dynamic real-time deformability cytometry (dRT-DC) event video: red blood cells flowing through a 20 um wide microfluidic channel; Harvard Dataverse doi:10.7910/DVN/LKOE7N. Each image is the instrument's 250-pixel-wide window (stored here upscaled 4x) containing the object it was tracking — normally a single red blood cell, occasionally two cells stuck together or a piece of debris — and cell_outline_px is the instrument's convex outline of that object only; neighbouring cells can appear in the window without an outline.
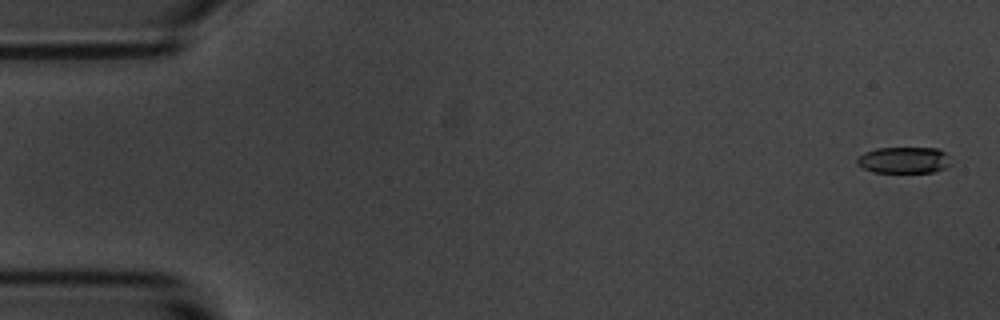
{"species": "common noctule bat (a hibernating species)", "species_latin": "Nyctalus noctula", "temperature_condition": "room temperature", "stored_images_in_passage": 56, "camera_frame_rate_fps": 3000, "um_per_image_px": 0.085, "animal": {"sex": "male", "body_mass_g": 20.1, "forearm_length_mm": 53.5}, "frame": {"image": 1, "passage_image": 2, "time_ms": 0.333, "image_size_px": [1000, 320], "cell_outline_px": [[952, 164], [936, 172], [872, 172], [856, 164], [856, 160], [864, 152], [876, 148], [936, 148], [944, 152]], "centroid_in_image_um": [76.82, 13.61], "position_along_channel_um": 8.2, "area_um2": 14.39}}
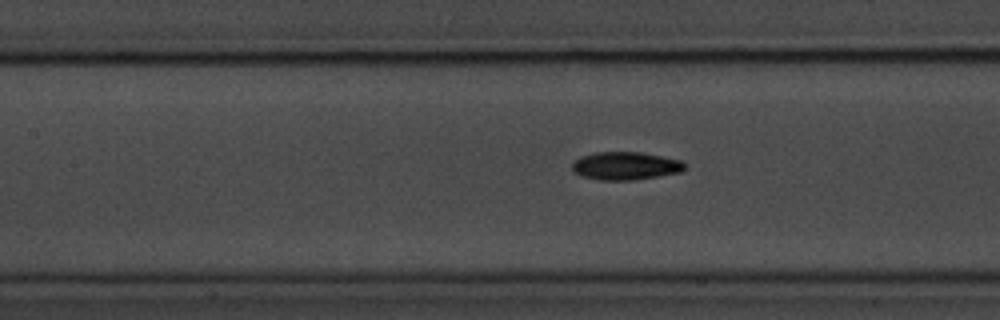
{"frame": {"image": 2, "passage_image": 25, "time_ms": 8.0, "image_size_px": [1000, 320], "cell_outline_px": [[688, 168], [680, 172], [632, 180], [600, 180], [584, 176], [572, 172], [572, 164], [580, 156], [596, 152], [640, 152], [684, 160]], "centroid_in_image_um": [53.2, 14.09], "position_along_channel_um": 154.2, "area_um2": 18.44}}
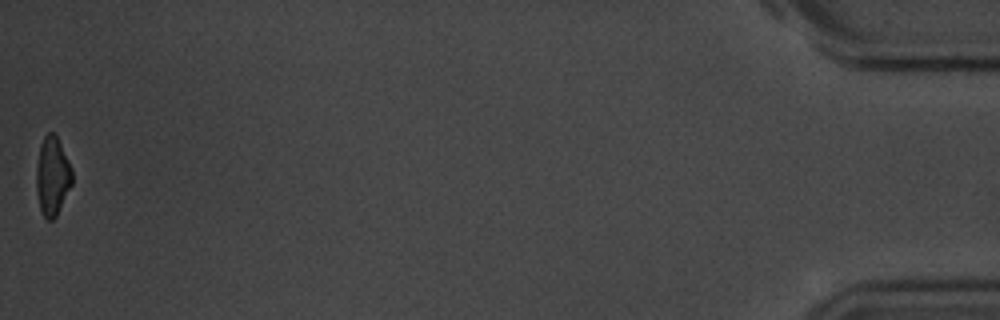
{"frame": {"image": 3, "passage_image": 56, "time_ms": 18.333, "image_size_px": [1000, 320], "cell_outline_px": [[72, 184], [56, 216], [52, 220], [48, 220], [40, 212], [36, 188], [36, 168], [40, 144], [44, 136], [48, 132], [52, 132], [56, 136], [72, 168]], "centroid_in_image_um": [4.44, 14.98], "position_along_channel_um": 430.8, "area_um2": 16.36}, "authors_computed_cell_mechanics": {"area_um2": 17.34, "velocity_mm_per_s": 3.6279, "shape_relaxation_time_tau1_ms": 2.9866, "shape_relaxation_time_tau2_ms": 5.714, "deformation_change_tau1": 0.1275, "deformation_change_tau2": 0.1214}}